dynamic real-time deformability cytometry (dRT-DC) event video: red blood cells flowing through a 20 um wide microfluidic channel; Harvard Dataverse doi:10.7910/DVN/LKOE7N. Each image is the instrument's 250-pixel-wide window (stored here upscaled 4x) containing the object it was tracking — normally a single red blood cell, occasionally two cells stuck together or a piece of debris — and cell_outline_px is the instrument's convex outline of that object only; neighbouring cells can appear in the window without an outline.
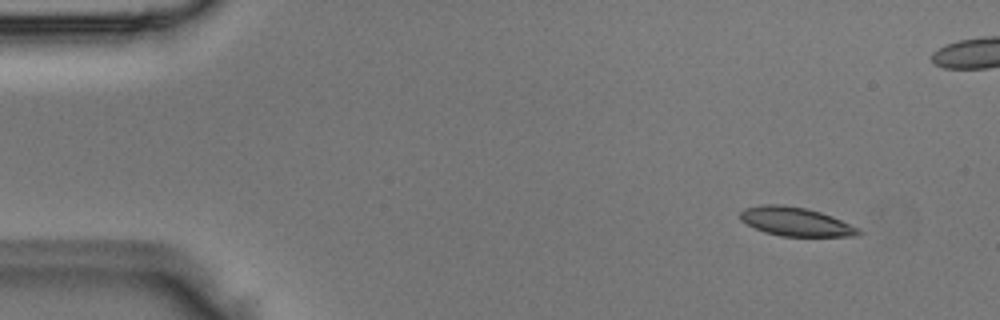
{"species": "Egyptian fruit bat (a non-hibernating species)", "species_latin": "Rousettus aegyptiacus", "temperature_condition": "room temperature", "stored_images_in_passage": 8, "camera_frame_rate_fps": 3000, "um_per_image_px": 0.085, "animal": {"sex": "male"}, "frame": {"image": 1, "passage_image": 2, "time_ms": 0.333, "image_size_px": [1000, 320], "cell_outline_px": [[864, 232], [860, 236], [780, 236], [764, 232], [740, 220], [740, 212], [744, 208], [760, 204], [780, 204], [808, 208], [832, 216], [860, 228]], "centroid_in_image_um": [67.66, 18.84], "position_along_channel_um": 17.3, "area_um2": 20.06}}
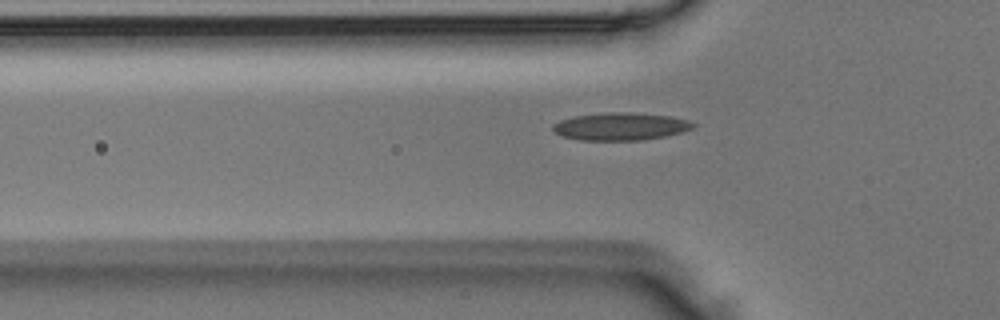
{"frame": {"image": 2, "passage_image": 6, "time_ms": 1.667, "image_size_px": [1000, 320], "cell_outline_px": [[696, 124], [692, 128], [680, 132], [664, 136], [640, 140], [580, 140], [564, 136], [556, 132], [552, 128], [552, 124], [560, 120], [572, 116], [608, 112], [632, 112], [672, 116], [688, 120]], "centroid_in_image_um": [52.74, 10.73], "position_along_channel_um": 73.1, "area_um2": 22.48}}
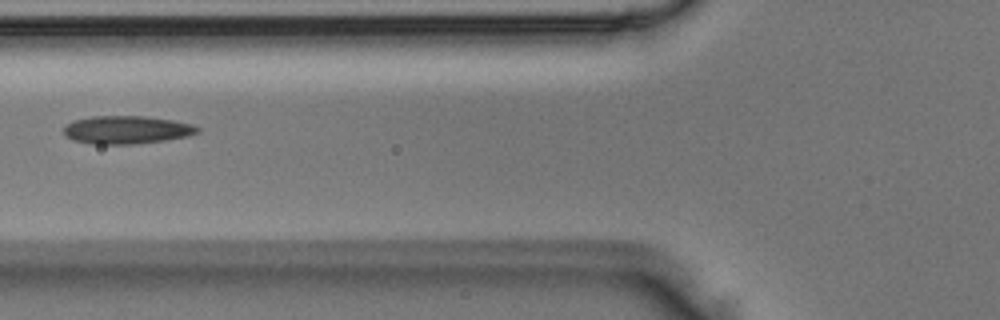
{"frame": {"image": 3, "passage_image": 7, "time_ms": 2.0, "image_size_px": [1000, 320], "cell_outline_px": [[200, 132], [188, 136], [164, 140], [132, 144], [96, 144], [72, 140], [64, 136], [64, 128], [72, 120], [92, 116], [144, 116], [172, 120], [192, 124], [200, 128]], "centroid_in_image_um": [10.76, 11.03], "position_along_channel_um": 115.0, "area_um2": 21.85}}